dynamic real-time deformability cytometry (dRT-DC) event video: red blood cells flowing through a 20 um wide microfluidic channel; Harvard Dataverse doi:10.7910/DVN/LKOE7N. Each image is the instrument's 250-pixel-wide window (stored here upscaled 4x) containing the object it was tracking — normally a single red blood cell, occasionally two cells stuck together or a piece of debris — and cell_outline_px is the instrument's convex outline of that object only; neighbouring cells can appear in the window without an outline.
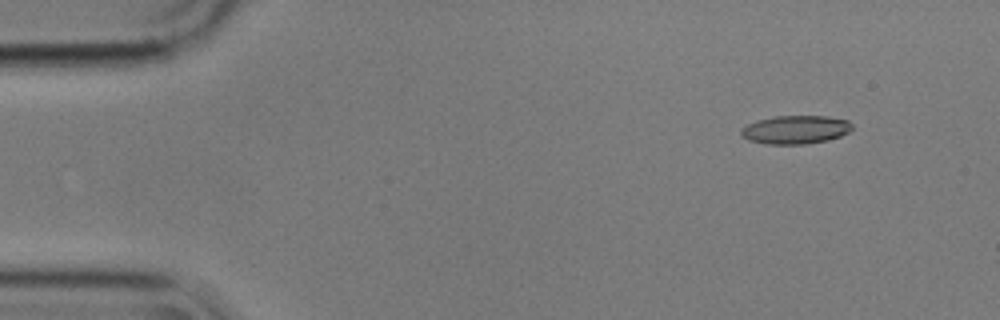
{"species": "common noctule bat (a hibernating species)", "species_latin": "Nyctalus noctula", "temperature_condition": "cold", "stored_images_in_passage": 5, "camera_frame_rate_fps": 3000, "um_per_image_px": 0.085, "animal": {"sex": "male", "body_mass_g": 17.9}, "frame": {"image": 1, "passage_image": 2, "time_ms": 0.333, "image_size_px": [1000, 320], "cell_outline_px": [[852, 128], [848, 132], [840, 136], [828, 140], [804, 144], [764, 144], [748, 140], [740, 136], [740, 128], [756, 120], [772, 116], [828, 116], [848, 120], [852, 124]], "centroid_in_image_um": [67.57, 11.02], "position_along_channel_um": 17.4, "area_um2": 18.61}}
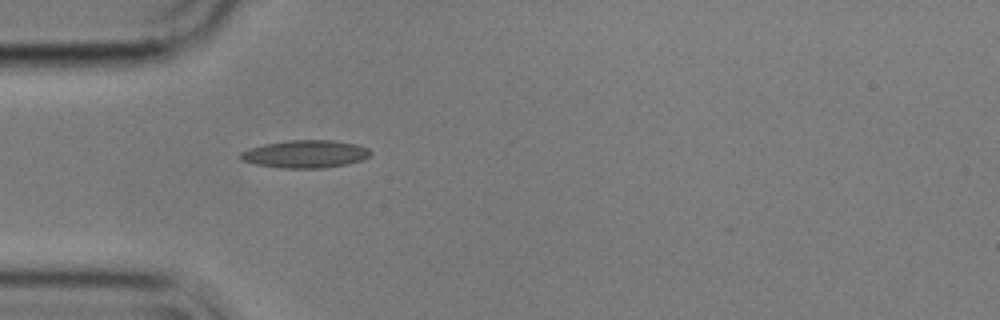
{"frame": {"image": 2, "passage_image": 5, "time_ms": 1.333, "image_size_px": [1000, 320], "cell_outline_px": [[372, 152], [364, 160], [348, 164], [324, 168], [280, 168], [256, 164], [240, 160], [240, 152], [248, 148], [264, 144], [288, 140], [332, 140], [356, 144], [368, 148]], "centroid_in_image_um": [25.95, 13.09], "position_along_channel_um": 59.0, "area_um2": 21.15}}